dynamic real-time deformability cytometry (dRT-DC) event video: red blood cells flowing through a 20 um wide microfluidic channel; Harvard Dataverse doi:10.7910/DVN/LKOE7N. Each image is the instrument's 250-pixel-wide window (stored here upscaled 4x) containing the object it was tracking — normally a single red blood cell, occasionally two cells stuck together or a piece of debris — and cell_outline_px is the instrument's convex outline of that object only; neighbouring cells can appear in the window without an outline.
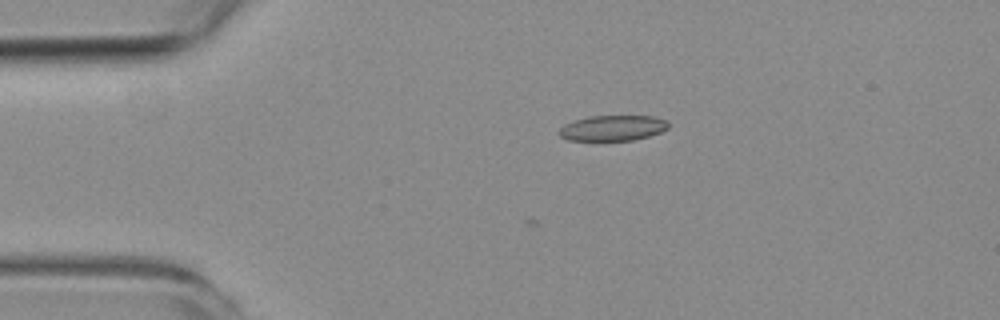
{"species": "common noctule bat (a hibernating species)", "species_latin": "Nyctalus noctula", "temperature_condition": "room temperature", "stored_images_in_passage": 6, "camera_frame_rate_fps": 3000, "um_per_image_px": 0.085, "animal": {"sex": "female", "body_mass_g": 19.3, "forearm_length_mm": 54.1}, "frame": {"image": 1, "passage_image": 3, "time_ms": 3.333, "image_size_px": [1000, 320], "cell_outline_px": [[668, 128], [660, 132], [648, 136], [632, 140], [568, 140], [560, 136], [560, 128], [564, 124], [588, 116], [652, 116], [664, 120], [668, 124]], "centroid_in_image_um": [52.06, 10.88], "position_along_channel_um": 32.9, "area_um2": 15.95}}
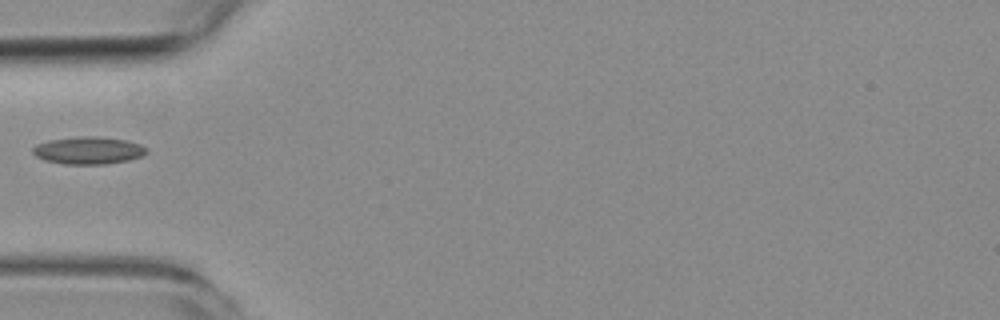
{"frame": {"image": 2, "passage_image": 5, "time_ms": 5.667, "image_size_px": [1000, 320], "cell_outline_px": [[148, 152], [144, 156], [128, 160], [104, 164], [64, 164], [44, 160], [36, 156], [32, 152], [32, 148], [36, 144], [48, 140], [80, 136], [96, 136], [124, 140], [140, 144], [148, 148]], "centroid_in_image_um": [7.51, 12.78], "position_along_channel_um": 77.5, "area_um2": 18.26}}
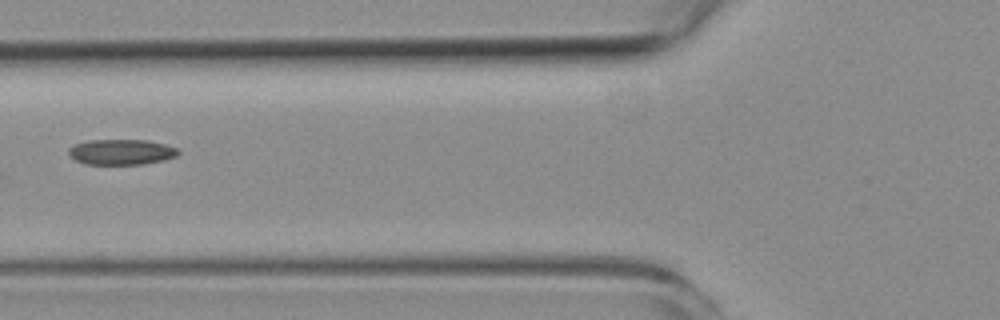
{"frame": {"image": 3, "passage_image": 6, "time_ms": 6.667, "image_size_px": [1000, 320], "cell_outline_px": [[180, 152], [176, 156], [164, 160], [144, 164], [84, 164], [76, 160], [68, 152], [68, 148], [76, 144], [88, 140], [148, 140], [164, 144], [176, 148]], "centroid_in_image_um": [10.32, 12.92], "position_along_channel_um": 115.5, "area_um2": 16.18}}